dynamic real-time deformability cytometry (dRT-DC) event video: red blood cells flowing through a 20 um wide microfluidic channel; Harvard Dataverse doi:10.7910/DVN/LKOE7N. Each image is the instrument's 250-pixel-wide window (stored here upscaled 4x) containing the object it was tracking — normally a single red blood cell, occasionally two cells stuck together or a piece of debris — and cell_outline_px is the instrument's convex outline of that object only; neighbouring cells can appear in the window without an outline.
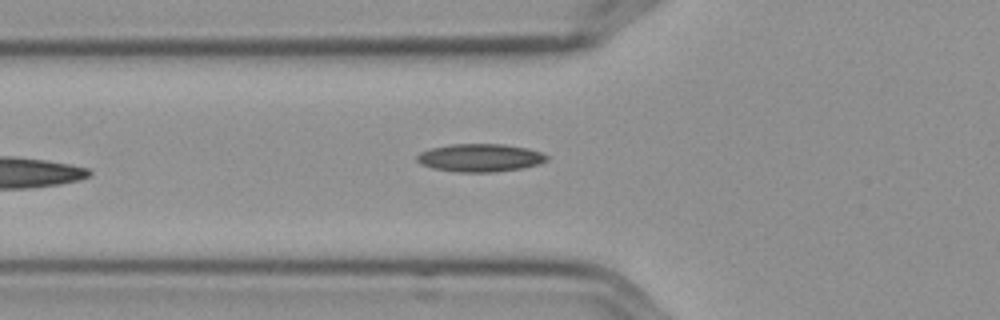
{"species": "Egyptian fruit bat (a non-hibernating species)", "species_latin": "Rousettus aegyptiacus", "temperature_condition": "cold", "stored_images_in_passage": 6, "camera_frame_rate_fps": 3000, "um_per_image_px": 0.085, "frame": {"image": 1, "passage_image": 6, "time_ms": 1.667, "image_size_px": [1000, 320], "cell_outline_px": [[548, 160], [536, 164], [520, 168], [492, 172], [456, 172], [432, 168], [420, 164], [416, 160], [416, 156], [420, 152], [432, 148], [452, 144], [504, 144], [528, 148], [540, 152], [548, 156]], "centroid_in_image_um": [40.77, 13.41], "position_along_channel_um": 85.0, "area_um2": 21.04}}